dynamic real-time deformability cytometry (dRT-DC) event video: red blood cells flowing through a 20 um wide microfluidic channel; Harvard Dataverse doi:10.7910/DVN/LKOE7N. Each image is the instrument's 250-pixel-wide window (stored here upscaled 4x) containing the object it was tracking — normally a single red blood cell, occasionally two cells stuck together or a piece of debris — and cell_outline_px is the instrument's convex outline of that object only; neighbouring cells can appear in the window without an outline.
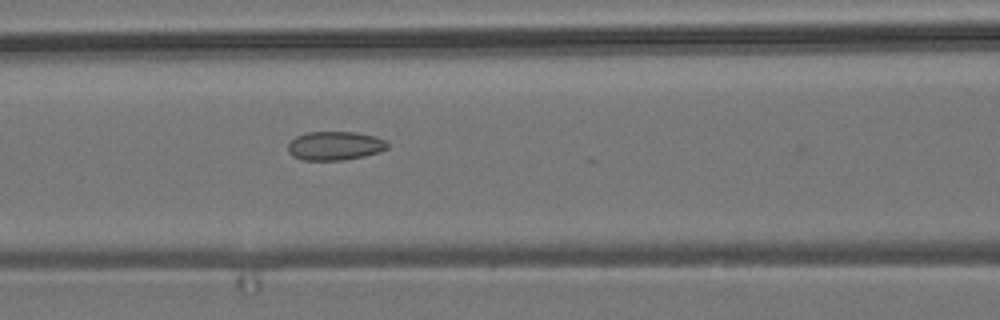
{"species": "common noctule bat (a hibernating species)", "species_latin": "Nyctalus noctula", "temperature_condition": "room temperature", "stored_images_in_passage": 12, "camera_frame_rate_fps": 3000, "um_per_image_px": 0.085, "animal": {"sex": "male", "body_mass_g": 19.2, "forearm_length_mm": 51.8}, "frame": {"image": 1, "passage_image": 5, "time_ms": 1.333, "image_size_px": [1000, 320], "cell_outline_px": [[388, 148], [380, 152], [364, 156], [344, 160], [304, 160], [292, 156], [288, 152], [288, 144], [296, 136], [308, 132], [356, 132], [376, 136], [384, 140], [388, 144]], "centroid_in_image_um": [28.47, 12.39], "position_along_channel_um": 138.1, "area_um2": 16.76}}
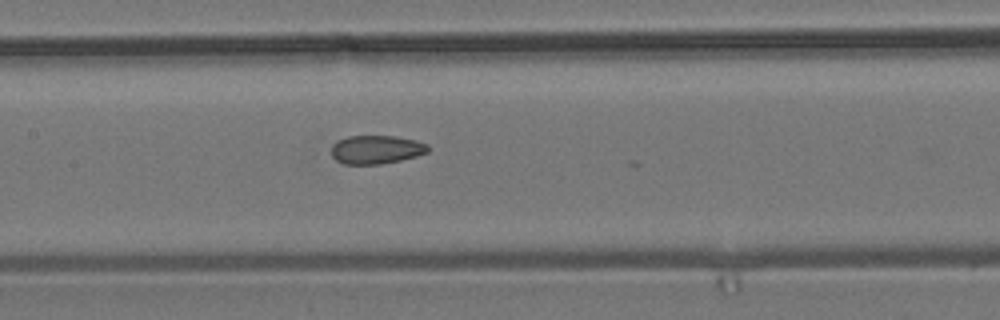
{"frame": {"image": 2, "passage_image": 8, "time_ms": 2.333, "image_size_px": [1000, 320], "cell_outline_px": [[428, 152], [416, 156], [400, 160], [380, 164], [344, 164], [336, 160], [332, 156], [332, 144], [336, 140], [348, 136], [396, 136], [416, 140], [428, 144]], "centroid_in_image_um": [31.96, 12.7], "position_along_channel_um": 175.4, "area_um2": 16.13}}
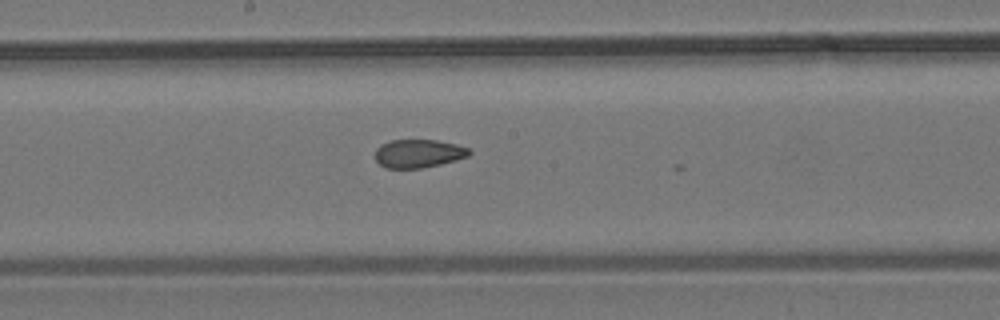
{"frame": {"image": 3, "passage_image": 11, "time_ms": 3.333, "image_size_px": [1000, 320], "cell_outline_px": [[472, 152], [468, 156], [456, 160], [440, 164], [420, 168], [384, 168], [376, 160], [376, 148], [380, 144], [392, 140], [436, 140], [456, 144], [468, 148]], "centroid_in_image_um": [35.56, 13.04], "position_along_channel_um": 212.6, "area_um2": 15.49}}